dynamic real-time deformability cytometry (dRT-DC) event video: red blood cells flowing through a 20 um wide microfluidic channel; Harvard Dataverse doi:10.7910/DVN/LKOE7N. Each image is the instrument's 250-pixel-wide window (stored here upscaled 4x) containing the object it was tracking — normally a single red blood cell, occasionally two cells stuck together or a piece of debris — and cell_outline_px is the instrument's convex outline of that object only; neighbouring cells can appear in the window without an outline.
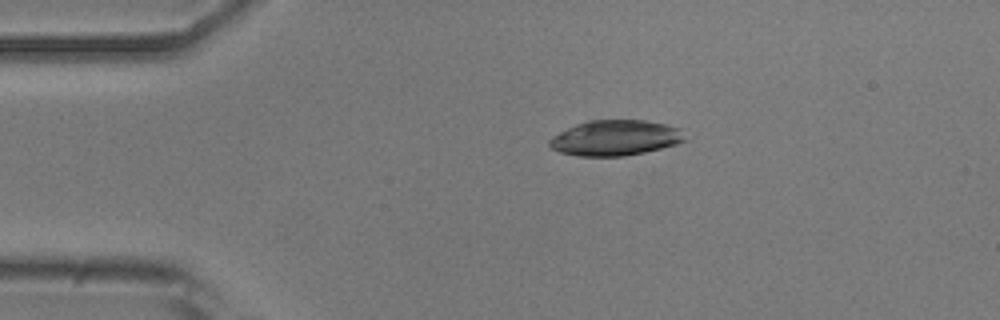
{"species": "common noctule bat (a hibernating species)", "species_latin": "Nyctalus noctula", "temperature_condition": "room temperature", "stored_images_in_passage": 5, "camera_frame_rate_fps": 3000, "um_per_image_px": 0.085, "animal": {"sex": "male", "body_mass_g": 20.5, "forearm_length_mm": 52.5}, "frame": {"image": 1, "passage_image": 3, "time_ms": 0.667, "image_size_px": [1000, 320], "cell_outline_px": [[688, 140], [676, 144], [644, 152], [624, 156], [576, 156], [560, 152], [552, 148], [548, 144], [548, 140], [552, 136], [576, 124], [588, 120], [648, 120], [680, 128]], "centroid_in_image_um": [52.3, 11.72], "position_along_channel_um": 32.7, "area_um2": 28.03}}
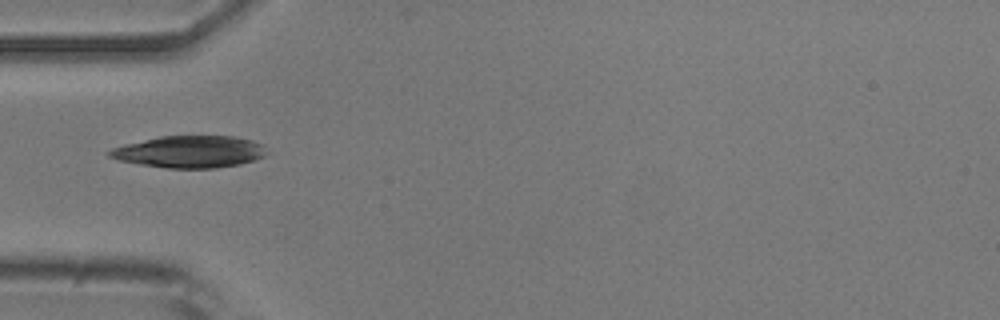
{"frame": {"image": 2, "passage_image": 5, "time_ms": 1.333, "image_size_px": [1000, 320], "cell_outline_px": [[264, 156], [240, 164], [216, 168], [168, 168], [120, 160], [108, 156], [104, 152], [112, 148], [124, 144], [160, 136], [232, 136], [252, 140], [264, 144]], "centroid_in_image_um": [16.1, 12.89], "position_along_channel_um": 68.9, "area_um2": 29.07}}